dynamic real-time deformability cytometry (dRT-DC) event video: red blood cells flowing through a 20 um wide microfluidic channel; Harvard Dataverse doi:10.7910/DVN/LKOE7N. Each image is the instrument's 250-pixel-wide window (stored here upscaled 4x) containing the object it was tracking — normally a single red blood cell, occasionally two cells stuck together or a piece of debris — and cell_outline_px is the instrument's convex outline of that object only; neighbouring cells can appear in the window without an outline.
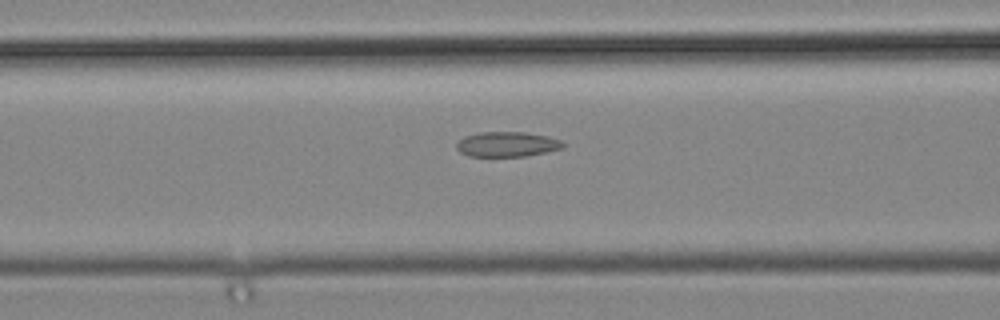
{"species": "common noctule bat (a hibernating species)", "species_latin": "Nyctalus noctula", "temperature_condition": "cold", "stored_images_in_passage": 33, "camera_frame_rate_fps": 3000, "um_per_image_px": 0.085, "animal": {"sex": "male", "body_mass_g": 19.2, "forearm_length_mm": 51.8}, "frame": {"image": 1, "passage_image": 13, "time_ms": 4.0, "image_size_px": [1000, 320], "cell_outline_px": [[564, 148], [524, 156], [468, 156], [460, 152], [456, 148], [456, 144], [464, 136], [480, 132], [524, 132], [548, 136], [564, 140]], "centroid_in_image_um": [43.12, 12.25], "position_along_channel_um": 123.5, "area_um2": 15.55}}
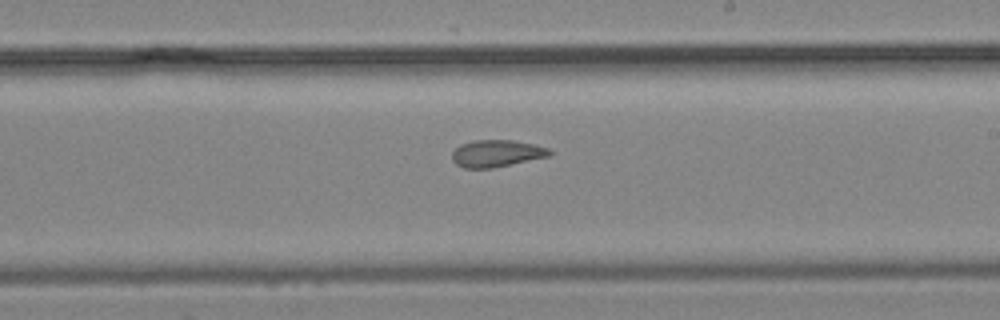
{"frame": {"image": 2, "passage_image": 22, "time_ms": 7.0, "image_size_px": [1000, 320], "cell_outline_px": [[552, 156], [492, 168], [464, 168], [456, 164], [452, 160], [452, 152], [460, 144], [472, 140], [512, 140], [532, 144], [548, 148], [552, 152]], "centroid_in_image_um": [42.21, 13.04], "position_along_channel_um": 246.8, "area_um2": 15.43}}
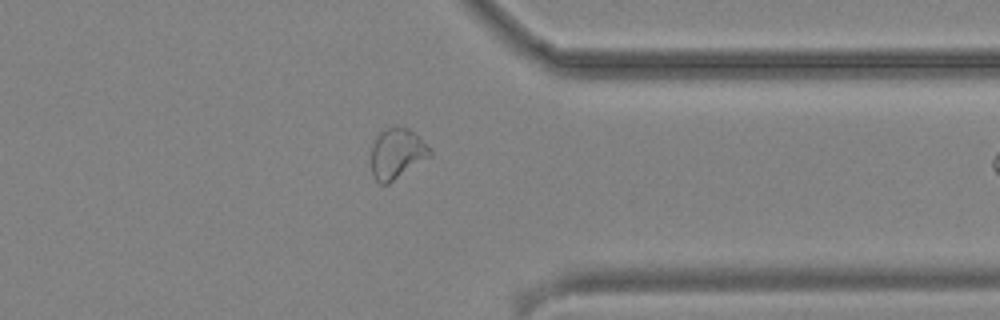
{"frame": {"image": 3, "passage_image": 32, "time_ms": 10.333, "image_size_px": [1000, 320], "cell_outline_px": [[432, 156], [388, 184], [380, 184], [372, 176], [372, 144], [376, 136], [380, 132], [396, 124], [408, 128], [432, 148]], "centroid_in_image_um": [33.76, 13.04], "position_along_channel_um": 377.6, "area_um2": 17.51}}